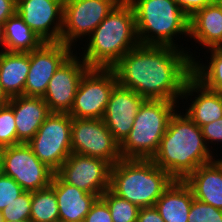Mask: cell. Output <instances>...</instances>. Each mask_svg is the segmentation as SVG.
<instances>
[{
	"instance_id": "6da1fadb",
	"label": "cell",
	"mask_w": 222,
	"mask_h": 222,
	"mask_svg": "<svg viewBox=\"0 0 222 222\" xmlns=\"http://www.w3.org/2000/svg\"><path fill=\"white\" fill-rule=\"evenodd\" d=\"M189 52L173 46L139 44L112 69L120 86L145 99L179 103L185 84L192 76L195 57Z\"/></svg>"
},
{
	"instance_id": "7a4b0ae2",
	"label": "cell",
	"mask_w": 222,
	"mask_h": 222,
	"mask_svg": "<svg viewBox=\"0 0 222 222\" xmlns=\"http://www.w3.org/2000/svg\"><path fill=\"white\" fill-rule=\"evenodd\" d=\"M214 156L218 157L206 145L201 128L177 109L151 160L174 180H184L199 166L215 160Z\"/></svg>"
},
{
	"instance_id": "3957f363",
	"label": "cell",
	"mask_w": 222,
	"mask_h": 222,
	"mask_svg": "<svg viewBox=\"0 0 222 222\" xmlns=\"http://www.w3.org/2000/svg\"><path fill=\"white\" fill-rule=\"evenodd\" d=\"M86 40L85 47H81L85 49L82 60L90 68H112L139 45L132 6L122 0Z\"/></svg>"
},
{
	"instance_id": "277c9868",
	"label": "cell",
	"mask_w": 222,
	"mask_h": 222,
	"mask_svg": "<svg viewBox=\"0 0 222 222\" xmlns=\"http://www.w3.org/2000/svg\"><path fill=\"white\" fill-rule=\"evenodd\" d=\"M174 179L151 159H126L111 166L109 189L139 208L154 206Z\"/></svg>"
},
{
	"instance_id": "5b68a950",
	"label": "cell",
	"mask_w": 222,
	"mask_h": 222,
	"mask_svg": "<svg viewBox=\"0 0 222 222\" xmlns=\"http://www.w3.org/2000/svg\"><path fill=\"white\" fill-rule=\"evenodd\" d=\"M135 14L139 44L173 46L185 50L175 42L179 34L189 38L190 18L174 0H126ZM174 38L176 40H174ZM179 46V47H178Z\"/></svg>"
},
{
	"instance_id": "8992f818",
	"label": "cell",
	"mask_w": 222,
	"mask_h": 222,
	"mask_svg": "<svg viewBox=\"0 0 222 222\" xmlns=\"http://www.w3.org/2000/svg\"><path fill=\"white\" fill-rule=\"evenodd\" d=\"M168 100L146 99L136 113L132 129L120 144L121 158L152 159L157 152L170 117L179 106Z\"/></svg>"
},
{
	"instance_id": "52a82bcc",
	"label": "cell",
	"mask_w": 222,
	"mask_h": 222,
	"mask_svg": "<svg viewBox=\"0 0 222 222\" xmlns=\"http://www.w3.org/2000/svg\"><path fill=\"white\" fill-rule=\"evenodd\" d=\"M72 117L68 113H50L27 143L35 156L56 172L72 154Z\"/></svg>"
},
{
	"instance_id": "ba28073f",
	"label": "cell",
	"mask_w": 222,
	"mask_h": 222,
	"mask_svg": "<svg viewBox=\"0 0 222 222\" xmlns=\"http://www.w3.org/2000/svg\"><path fill=\"white\" fill-rule=\"evenodd\" d=\"M121 1L64 0L61 42L73 49L76 48L78 40L80 42L83 38L87 39Z\"/></svg>"
},
{
	"instance_id": "9c48e42d",
	"label": "cell",
	"mask_w": 222,
	"mask_h": 222,
	"mask_svg": "<svg viewBox=\"0 0 222 222\" xmlns=\"http://www.w3.org/2000/svg\"><path fill=\"white\" fill-rule=\"evenodd\" d=\"M117 84L112 68H90L79 84L68 114L74 118L102 119Z\"/></svg>"
},
{
	"instance_id": "30bf717a",
	"label": "cell",
	"mask_w": 222,
	"mask_h": 222,
	"mask_svg": "<svg viewBox=\"0 0 222 222\" xmlns=\"http://www.w3.org/2000/svg\"><path fill=\"white\" fill-rule=\"evenodd\" d=\"M0 149L3 174L13 178L24 191L34 192L51 185L55 172L35 156L27 143Z\"/></svg>"
},
{
	"instance_id": "8fae6325",
	"label": "cell",
	"mask_w": 222,
	"mask_h": 222,
	"mask_svg": "<svg viewBox=\"0 0 222 222\" xmlns=\"http://www.w3.org/2000/svg\"><path fill=\"white\" fill-rule=\"evenodd\" d=\"M71 149L72 153L98 157L111 165L122 159L120 144L113 138L102 119L72 117Z\"/></svg>"
},
{
	"instance_id": "7c38bea8",
	"label": "cell",
	"mask_w": 222,
	"mask_h": 222,
	"mask_svg": "<svg viewBox=\"0 0 222 222\" xmlns=\"http://www.w3.org/2000/svg\"><path fill=\"white\" fill-rule=\"evenodd\" d=\"M111 166L104 159L72 153L55 173L64 182L100 198L109 189Z\"/></svg>"
},
{
	"instance_id": "4fadbf2b",
	"label": "cell",
	"mask_w": 222,
	"mask_h": 222,
	"mask_svg": "<svg viewBox=\"0 0 222 222\" xmlns=\"http://www.w3.org/2000/svg\"><path fill=\"white\" fill-rule=\"evenodd\" d=\"M90 67L73 53L51 77L42 97L51 113H69L79 84Z\"/></svg>"
},
{
	"instance_id": "5bb4252c",
	"label": "cell",
	"mask_w": 222,
	"mask_h": 222,
	"mask_svg": "<svg viewBox=\"0 0 222 222\" xmlns=\"http://www.w3.org/2000/svg\"><path fill=\"white\" fill-rule=\"evenodd\" d=\"M74 50V51H73ZM75 52L60 42H44L30 52V68L24 96L43 97L55 71Z\"/></svg>"
},
{
	"instance_id": "9a60e30c",
	"label": "cell",
	"mask_w": 222,
	"mask_h": 222,
	"mask_svg": "<svg viewBox=\"0 0 222 222\" xmlns=\"http://www.w3.org/2000/svg\"><path fill=\"white\" fill-rule=\"evenodd\" d=\"M16 13L43 42L61 41L64 0H17Z\"/></svg>"
},
{
	"instance_id": "2e32d148",
	"label": "cell",
	"mask_w": 222,
	"mask_h": 222,
	"mask_svg": "<svg viewBox=\"0 0 222 222\" xmlns=\"http://www.w3.org/2000/svg\"><path fill=\"white\" fill-rule=\"evenodd\" d=\"M145 100L131 89L119 84L114 87L102 120L119 144L129 135L136 113Z\"/></svg>"
},
{
	"instance_id": "e0dca14e",
	"label": "cell",
	"mask_w": 222,
	"mask_h": 222,
	"mask_svg": "<svg viewBox=\"0 0 222 222\" xmlns=\"http://www.w3.org/2000/svg\"><path fill=\"white\" fill-rule=\"evenodd\" d=\"M187 97L190 98L191 105L185 109V114L200 128L222 118V95L206 88L193 75L185 84L181 100L187 101Z\"/></svg>"
},
{
	"instance_id": "ac0fdd59",
	"label": "cell",
	"mask_w": 222,
	"mask_h": 222,
	"mask_svg": "<svg viewBox=\"0 0 222 222\" xmlns=\"http://www.w3.org/2000/svg\"><path fill=\"white\" fill-rule=\"evenodd\" d=\"M8 104L13 108L17 144L28 143L51 113L42 97L15 96Z\"/></svg>"
},
{
	"instance_id": "d6986e66",
	"label": "cell",
	"mask_w": 222,
	"mask_h": 222,
	"mask_svg": "<svg viewBox=\"0 0 222 222\" xmlns=\"http://www.w3.org/2000/svg\"><path fill=\"white\" fill-rule=\"evenodd\" d=\"M183 181L195 199L222 210V156L199 166Z\"/></svg>"
},
{
	"instance_id": "ffe728a7",
	"label": "cell",
	"mask_w": 222,
	"mask_h": 222,
	"mask_svg": "<svg viewBox=\"0 0 222 222\" xmlns=\"http://www.w3.org/2000/svg\"><path fill=\"white\" fill-rule=\"evenodd\" d=\"M51 184L57 198L59 222H83L92 205L99 198L64 182L56 173Z\"/></svg>"
},
{
	"instance_id": "44dd1931",
	"label": "cell",
	"mask_w": 222,
	"mask_h": 222,
	"mask_svg": "<svg viewBox=\"0 0 222 222\" xmlns=\"http://www.w3.org/2000/svg\"><path fill=\"white\" fill-rule=\"evenodd\" d=\"M207 49L222 45V0L196 11L189 21V39Z\"/></svg>"
},
{
	"instance_id": "7402d4cb",
	"label": "cell",
	"mask_w": 222,
	"mask_h": 222,
	"mask_svg": "<svg viewBox=\"0 0 222 222\" xmlns=\"http://www.w3.org/2000/svg\"><path fill=\"white\" fill-rule=\"evenodd\" d=\"M194 197L183 180H174L155 203V208L165 222H188Z\"/></svg>"
},
{
	"instance_id": "603a6c76",
	"label": "cell",
	"mask_w": 222,
	"mask_h": 222,
	"mask_svg": "<svg viewBox=\"0 0 222 222\" xmlns=\"http://www.w3.org/2000/svg\"><path fill=\"white\" fill-rule=\"evenodd\" d=\"M30 68V52H8L0 55V84L9 98L24 94Z\"/></svg>"
},
{
	"instance_id": "cb8c5ba5",
	"label": "cell",
	"mask_w": 222,
	"mask_h": 222,
	"mask_svg": "<svg viewBox=\"0 0 222 222\" xmlns=\"http://www.w3.org/2000/svg\"><path fill=\"white\" fill-rule=\"evenodd\" d=\"M3 32L8 52L29 53L44 43L17 13L3 24Z\"/></svg>"
},
{
	"instance_id": "d4e9b609",
	"label": "cell",
	"mask_w": 222,
	"mask_h": 222,
	"mask_svg": "<svg viewBox=\"0 0 222 222\" xmlns=\"http://www.w3.org/2000/svg\"><path fill=\"white\" fill-rule=\"evenodd\" d=\"M210 50V51H209ZM210 62L205 64L198 58L193 60L192 75L206 88L222 95V47L210 48Z\"/></svg>"
},
{
	"instance_id": "484cf974",
	"label": "cell",
	"mask_w": 222,
	"mask_h": 222,
	"mask_svg": "<svg viewBox=\"0 0 222 222\" xmlns=\"http://www.w3.org/2000/svg\"><path fill=\"white\" fill-rule=\"evenodd\" d=\"M31 222H59V209L54 186L31 192Z\"/></svg>"
},
{
	"instance_id": "4316f807",
	"label": "cell",
	"mask_w": 222,
	"mask_h": 222,
	"mask_svg": "<svg viewBox=\"0 0 222 222\" xmlns=\"http://www.w3.org/2000/svg\"><path fill=\"white\" fill-rule=\"evenodd\" d=\"M100 198L107 204L113 222H137L139 207L106 190Z\"/></svg>"
},
{
	"instance_id": "83f0119b",
	"label": "cell",
	"mask_w": 222,
	"mask_h": 222,
	"mask_svg": "<svg viewBox=\"0 0 222 222\" xmlns=\"http://www.w3.org/2000/svg\"><path fill=\"white\" fill-rule=\"evenodd\" d=\"M4 221L30 220L31 192L24 191L11 204L1 210Z\"/></svg>"
},
{
	"instance_id": "f1b7e54d",
	"label": "cell",
	"mask_w": 222,
	"mask_h": 222,
	"mask_svg": "<svg viewBox=\"0 0 222 222\" xmlns=\"http://www.w3.org/2000/svg\"><path fill=\"white\" fill-rule=\"evenodd\" d=\"M17 145V131L13 108L0 107V148Z\"/></svg>"
},
{
	"instance_id": "f546056e",
	"label": "cell",
	"mask_w": 222,
	"mask_h": 222,
	"mask_svg": "<svg viewBox=\"0 0 222 222\" xmlns=\"http://www.w3.org/2000/svg\"><path fill=\"white\" fill-rule=\"evenodd\" d=\"M188 222H222V210L194 198Z\"/></svg>"
},
{
	"instance_id": "4dcf8cb0",
	"label": "cell",
	"mask_w": 222,
	"mask_h": 222,
	"mask_svg": "<svg viewBox=\"0 0 222 222\" xmlns=\"http://www.w3.org/2000/svg\"><path fill=\"white\" fill-rule=\"evenodd\" d=\"M23 192V188L13 178L2 173L0 175V211Z\"/></svg>"
},
{
	"instance_id": "1f68e13d",
	"label": "cell",
	"mask_w": 222,
	"mask_h": 222,
	"mask_svg": "<svg viewBox=\"0 0 222 222\" xmlns=\"http://www.w3.org/2000/svg\"><path fill=\"white\" fill-rule=\"evenodd\" d=\"M83 222H113L107 204L98 198L92 205Z\"/></svg>"
},
{
	"instance_id": "d6a6232c",
	"label": "cell",
	"mask_w": 222,
	"mask_h": 222,
	"mask_svg": "<svg viewBox=\"0 0 222 222\" xmlns=\"http://www.w3.org/2000/svg\"><path fill=\"white\" fill-rule=\"evenodd\" d=\"M201 130L206 145L209 146V149L210 147L211 150L213 149L212 146H210L209 144L213 143V145H216L217 143L218 145L220 144L219 142H222V118L215 120L209 124L203 125L201 127Z\"/></svg>"
},
{
	"instance_id": "836d02e7",
	"label": "cell",
	"mask_w": 222,
	"mask_h": 222,
	"mask_svg": "<svg viewBox=\"0 0 222 222\" xmlns=\"http://www.w3.org/2000/svg\"><path fill=\"white\" fill-rule=\"evenodd\" d=\"M182 11L190 18L196 11L208 5H212L218 0H174Z\"/></svg>"
},
{
	"instance_id": "e575fe53",
	"label": "cell",
	"mask_w": 222,
	"mask_h": 222,
	"mask_svg": "<svg viewBox=\"0 0 222 222\" xmlns=\"http://www.w3.org/2000/svg\"><path fill=\"white\" fill-rule=\"evenodd\" d=\"M137 222H165L155 206L139 209Z\"/></svg>"
},
{
	"instance_id": "d590c367",
	"label": "cell",
	"mask_w": 222,
	"mask_h": 222,
	"mask_svg": "<svg viewBox=\"0 0 222 222\" xmlns=\"http://www.w3.org/2000/svg\"><path fill=\"white\" fill-rule=\"evenodd\" d=\"M17 0H0V24H4L16 13Z\"/></svg>"
},
{
	"instance_id": "8d00e7d4",
	"label": "cell",
	"mask_w": 222,
	"mask_h": 222,
	"mask_svg": "<svg viewBox=\"0 0 222 222\" xmlns=\"http://www.w3.org/2000/svg\"><path fill=\"white\" fill-rule=\"evenodd\" d=\"M10 98L3 91L2 86L0 84V107H3L9 103Z\"/></svg>"
},
{
	"instance_id": "74e56055",
	"label": "cell",
	"mask_w": 222,
	"mask_h": 222,
	"mask_svg": "<svg viewBox=\"0 0 222 222\" xmlns=\"http://www.w3.org/2000/svg\"><path fill=\"white\" fill-rule=\"evenodd\" d=\"M0 46H1V51H0V55H1L3 52L6 51L2 24H0ZM2 46H3V48H2Z\"/></svg>"
},
{
	"instance_id": "f35d334b",
	"label": "cell",
	"mask_w": 222,
	"mask_h": 222,
	"mask_svg": "<svg viewBox=\"0 0 222 222\" xmlns=\"http://www.w3.org/2000/svg\"><path fill=\"white\" fill-rule=\"evenodd\" d=\"M3 173L2 169V155H1V149H0V175Z\"/></svg>"
},
{
	"instance_id": "ab89813d",
	"label": "cell",
	"mask_w": 222,
	"mask_h": 222,
	"mask_svg": "<svg viewBox=\"0 0 222 222\" xmlns=\"http://www.w3.org/2000/svg\"><path fill=\"white\" fill-rule=\"evenodd\" d=\"M0 222H4L2 212L0 211Z\"/></svg>"
},
{
	"instance_id": "60d3db41",
	"label": "cell",
	"mask_w": 222,
	"mask_h": 222,
	"mask_svg": "<svg viewBox=\"0 0 222 222\" xmlns=\"http://www.w3.org/2000/svg\"><path fill=\"white\" fill-rule=\"evenodd\" d=\"M4 222H9V221H4ZM12 222H31L30 220H23V221H12Z\"/></svg>"
}]
</instances>
